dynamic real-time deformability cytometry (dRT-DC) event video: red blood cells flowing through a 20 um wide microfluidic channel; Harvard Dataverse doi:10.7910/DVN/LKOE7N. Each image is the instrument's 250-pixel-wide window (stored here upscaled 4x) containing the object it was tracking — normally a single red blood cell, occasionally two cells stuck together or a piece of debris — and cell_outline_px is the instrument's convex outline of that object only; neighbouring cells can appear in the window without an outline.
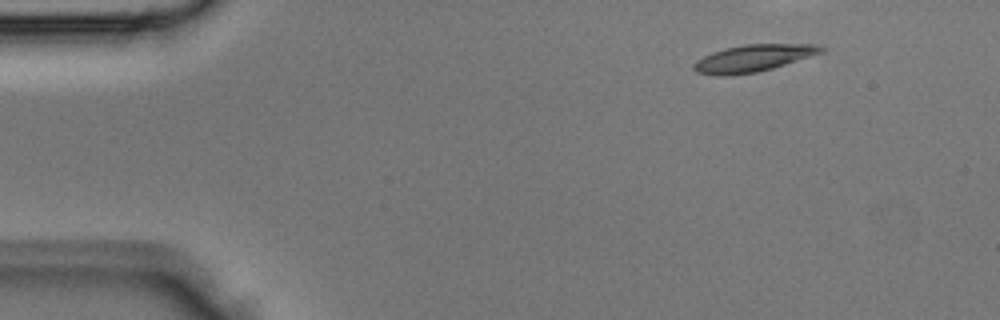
{"species": "Egyptian fruit bat (a non-hibernating species)", "species_latin": "Rousettus aegyptiacus", "temperature_condition": "room temperature", "stored_images_in_passage": 4, "camera_frame_rate_fps": 3000, "um_per_image_px": 0.085, "animal": {"sex": "male"}, "frame": {"image": 1, "passage_image": 1, "time_ms": 0.0, "image_size_px": [1000, 320], "cell_outline_px": [[828, 48], [824, 52], [772, 68], [756, 72], [724, 76], [716, 76], [696, 72], [692, 68], [692, 64], [696, 60], [712, 52], [744, 44], [820, 44]], "centroid_in_image_um": [64.04, 4.94], "position_along_channel_um": 21.0, "area_um2": 20.11}}
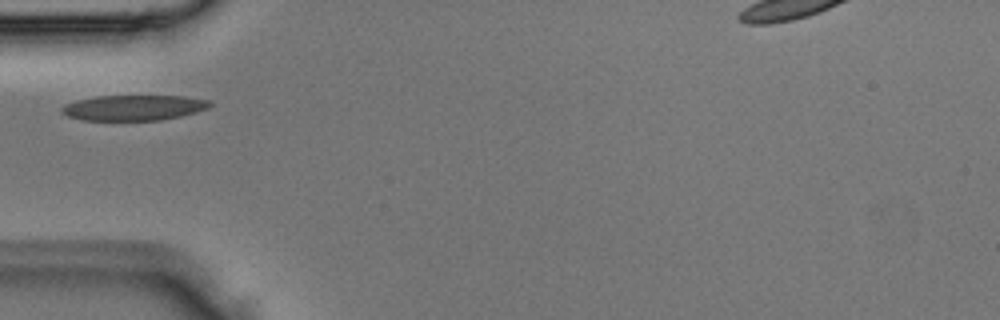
{"frame": {"image": 2, "passage_image": 4, "time_ms": 1.0, "image_size_px": [1000, 320], "cell_outline_px": [[212, 104], [208, 108], [196, 112], [180, 116], [160, 120], [84, 120], [68, 116], [60, 112], [60, 108], [64, 104], [76, 100], [96, 96], [184, 96], [212, 100]], "centroid_in_image_um": [11.36, 9.15], "position_along_channel_um": 73.6, "area_um2": 22.02}}